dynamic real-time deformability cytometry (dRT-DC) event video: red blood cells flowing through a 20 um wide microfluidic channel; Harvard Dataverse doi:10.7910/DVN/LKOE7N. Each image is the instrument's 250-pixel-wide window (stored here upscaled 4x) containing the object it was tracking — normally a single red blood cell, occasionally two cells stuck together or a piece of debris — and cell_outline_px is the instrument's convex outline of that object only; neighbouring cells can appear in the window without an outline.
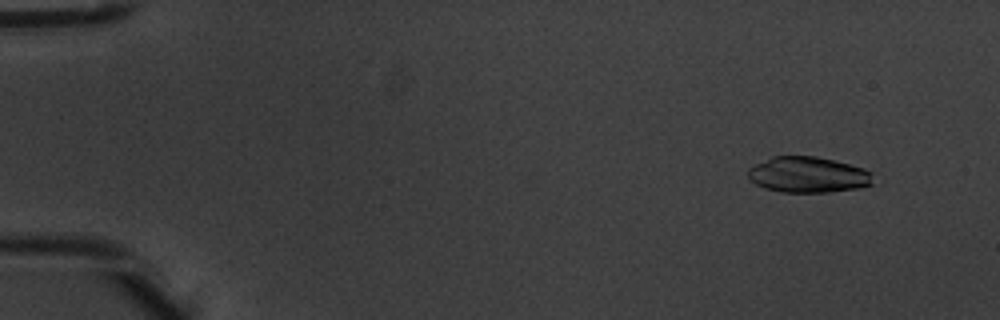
{"species": "common noctule bat (a hibernating species)", "species_latin": "Nyctalus noctula", "temperature_condition": "warm", "stored_images_in_passage": 5, "camera_frame_rate_fps": 3000, "um_per_image_px": 0.085, "animal": {"sex": "male", "body_mass_g": 20.1, "forearm_length_mm": 53.5}, "frame": {"image": 1, "passage_image": 2, "time_ms": 0.333, "image_size_px": [1000, 320], "cell_outline_px": [[872, 184], [860, 188], [828, 192], [784, 192], [764, 188], [756, 184], [748, 176], [748, 168], [772, 156], [816, 156], [864, 168], [872, 172]], "centroid_in_image_um": [68.69, 14.85], "position_along_channel_um": 16.3, "area_um2": 26.01}}
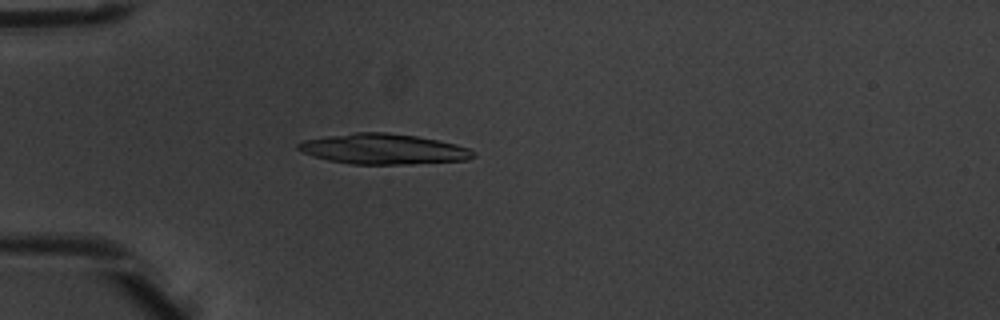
{"frame": {"image": 2, "passage_image": 5, "time_ms": 1.333, "image_size_px": [1000, 320], "cell_outline_px": [[476, 156], [468, 160], [412, 164], [352, 164], [328, 160], [304, 152], [296, 148], [296, 144], [304, 140], [328, 136], [356, 132], [384, 132], [416, 136], [456, 144], [468, 148], [476, 152]], "centroid_in_image_um": [32.63, 12.67], "position_along_channel_um": 52.4, "area_um2": 30.87}}